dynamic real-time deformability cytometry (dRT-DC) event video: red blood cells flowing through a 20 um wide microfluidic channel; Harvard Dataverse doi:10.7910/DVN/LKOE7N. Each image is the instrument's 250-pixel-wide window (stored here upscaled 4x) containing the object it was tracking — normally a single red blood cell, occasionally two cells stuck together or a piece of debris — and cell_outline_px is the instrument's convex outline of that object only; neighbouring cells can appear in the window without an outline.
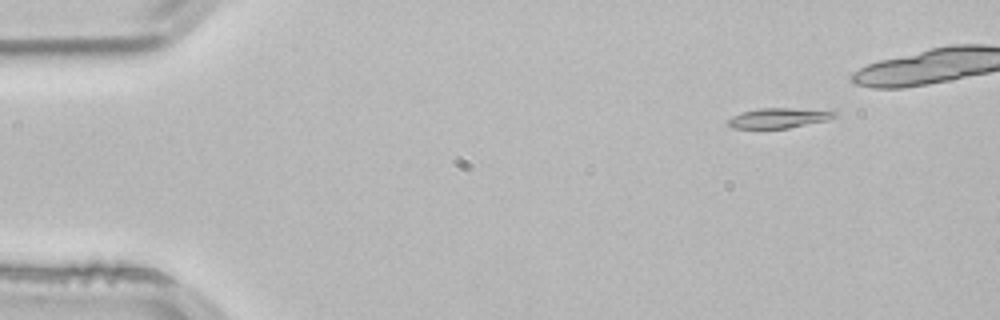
{"species": "common noctule bat (a hibernating species)", "species_latin": "Nyctalus noctula", "temperature_condition": "room temperature", "stored_images_in_passage": 5, "segment_of_instrument_passage": [2, 2], "camera_frame_rate_fps": 3000, "um_per_image_px": 0.085, "animal": {"sex": "male", "body_mass_g": 21.5, "forearm_length_mm": 52.0}, "frame": {"image": 1, "passage_image": 5, "time_ms": 1.333, "image_size_px": [1000, 320], "cell_outline_px": [[836, 116], [828, 120], [788, 128], [732, 128], [728, 124], [728, 120], [732, 116], [740, 112], [760, 108], [836, 108]], "centroid_in_image_um": [66.32, 9.99], "position_along_channel_um": 18.7, "area_um2": 12.89}}